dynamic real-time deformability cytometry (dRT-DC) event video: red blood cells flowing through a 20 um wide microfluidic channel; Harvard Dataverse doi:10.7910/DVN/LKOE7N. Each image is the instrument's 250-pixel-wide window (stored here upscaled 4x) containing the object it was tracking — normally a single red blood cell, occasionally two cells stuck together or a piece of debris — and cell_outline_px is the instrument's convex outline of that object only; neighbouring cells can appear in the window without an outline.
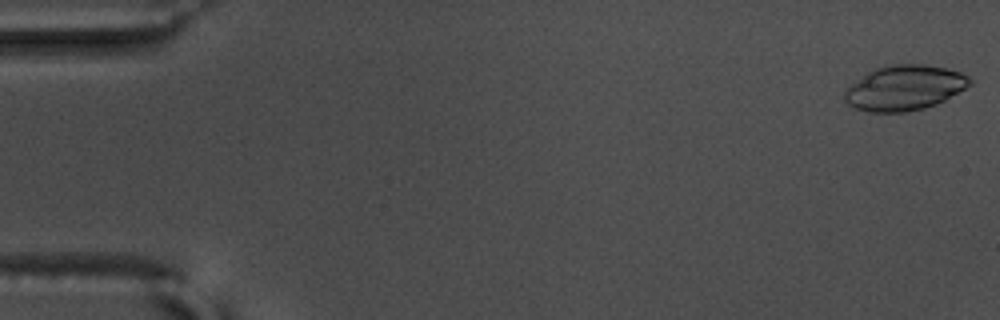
{"species": "common noctule bat (a hibernating species)", "species_latin": "Nyctalus noctula", "temperature_condition": "warm", "stored_images_in_passage": 56, "camera_frame_rate_fps": 3000, "um_per_image_px": 0.085, "animal": {"sex": "male", "body_mass_g": 17.5, "forearm_length_mm": 52.3}, "frame": {"image": 1, "passage_image": 1, "time_ms": 0.0, "image_size_px": [1000, 320], "cell_outline_px": [[972, 84], [944, 100], [936, 104], [924, 108], [904, 112], [868, 112], [856, 108], [848, 104], [844, 100], [844, 92], [852, 84], [868, 72], [876, 68], [892, 64], [924, 64], [948, 68], [960, 72], [968, 76], [972, 80]], "centroid_in_image_um": [76.9, 7.46], "position_along_channel_um": 8.1, "area_um2": 32.71}}
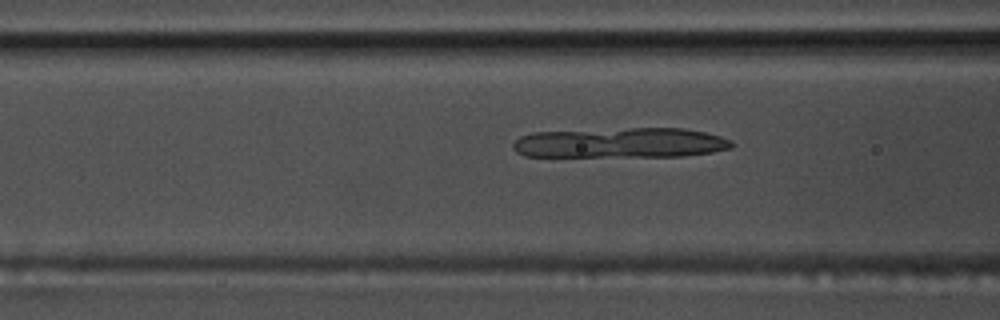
{"frame": {"image": 2, "passage_image": 22, "time_ms": 7.0, "image_size_px": [1000, 320], "cell_outline_px": [[732, 148], [712, 152], [680, 156], [524, 156], [516, 152], [512, 148], [512, 144], [520, 136], [532, 132], [628, 128], [684, 128], [704, 132], [720, 136], [732, 140]], "centroid_in_image_um": [52.73, 12.13], "position_along_channel_um": 113.9, "area_um2": 38.44}}